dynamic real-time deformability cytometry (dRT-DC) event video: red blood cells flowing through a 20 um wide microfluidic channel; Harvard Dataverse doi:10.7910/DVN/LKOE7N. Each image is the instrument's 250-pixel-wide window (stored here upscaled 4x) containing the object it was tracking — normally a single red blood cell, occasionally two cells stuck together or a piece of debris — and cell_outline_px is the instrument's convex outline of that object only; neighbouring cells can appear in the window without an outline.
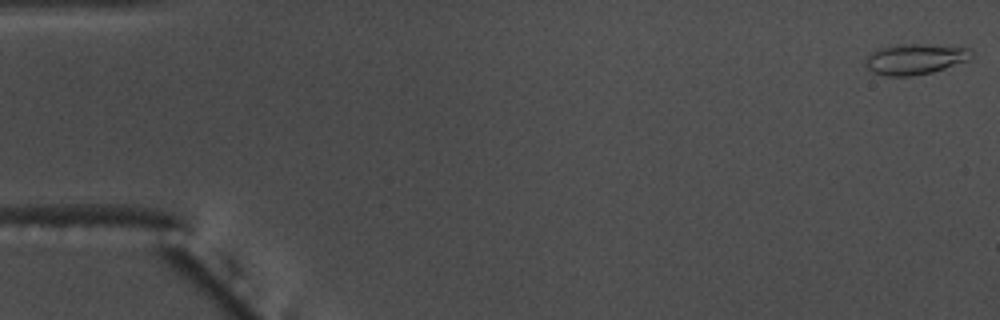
{"species": "common noctule bat (a hibernating species)", "species_latin": "Nyctalus noctula", "temperature_condition": "warm", "stored_images_in_passage": 9, "camera_frame_rate_fps": 3000, "um_per_image_px": 0.085, "animal": {"sex": "male", "body_mass_g": 17.5, "forearm_length_mm": 52.3}, "frame": {"image": 1, "passage_image": 1, "time_ms": 0.0, "image_size_px": [1000, 320], "cell_outline_px": [[972, 56], [968, 60], [932, 72], [912, 76], [884, 76], [872, 72], [864, 64], [864, 60], [872, 52], [880, 48], [896, 44], [928, 44], [972, 48]], "centroid_in_image_um": [77.77, 5.02], "position_along_channel_um": 7.2, "area_um2": 19.02}}